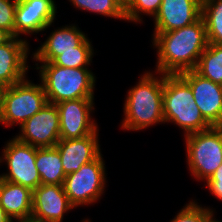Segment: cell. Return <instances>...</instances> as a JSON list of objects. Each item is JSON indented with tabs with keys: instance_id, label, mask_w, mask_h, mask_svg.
I'll list each match as a JSON object with an SVG mask.
<instances>
[{
	"instance_id": "obj_1",
	"label": "cell",
	"mask_w": 222,
	"mask_h": 222,
	"mask_svg": "<svg viewBox=\"0 0 222 222\" xmlns=\"http://www.w3.org/2000/svg\"><path fill=\"white\" fill-rule=\"evenodd\" d=\"M156 72L180 74L195 70L199 58L208 45L206 25L201 16L196 22L169 32L154 33Z\"/></svg>"
},
{
	"instance_id": "obj_2",
	"label": "cell",
	"mask_w": 222,
	"mask_h": 222,
	"mask_svg": "<svg viewBox=\"0 0 222 222\" xmlns=\"http://www.w3.org/2000/svg\"><path fill=\"white\" fill-rule=\"evenodd\" d=\"M144 72L138 84L127 92L124 104V119L120 125L125 131H139L158 123L163 117L164 74ZM154 75H153V74ZM156 74V76H155Z\"/></svg>"
},
{
	"instance_id": "obj_3",
	"label": "cell",
	"mask_w": 222,
	"mask_h": 222,
	"mask_svg": "<svg viewBox=\"0 0 222 222\" xmlns=\"http://www.w3.org/2000/svg\"><path fill=\"white\" fill-rule=\"evenodd\" d=\"M35 65L43 85L47 101L57 104L61 101L94 99L96 78L89 68H65L52 62Z\"/></svg>"
},
{
	"instance_id": "obj_4",
	"label": "cell",
	"mask_w": 222,
	"mask_h": 222,
	"mask_svg": "<svg viewBox=\"0 0 222 222\" xmlns=\"http://www.w3.org/2000/svg\"><path fill=\"white\" fill-rule=\"evenodd\" d=\"M163 117L165 123L179 126L184 136L212 127L203 118L189 83L180 74H164Z\"/></svg>"
},
{
	"instance_id": "obj_5",
	"label": "cell",
	"mask_w": 222,
	"mask_h": 222,
	"mask_svg": "<svg viewBox=\"0 0 222 222\" xmlns=\"http://www.w3.org/2000/svg\"><path fill=\"white\" fill-rule=\"evenodd\" d=\"M187 165L197 180L207 181L222 164V126L185 136Z\"/></svg>"
},
{
	"instance_id": "obj_6",
	"label": "cell",
	"mask_w": 222,
	"mask_h": 222,
	"mask_svg": "<svg viewBox=\"0 0 222 222\" xmlns=\"http://www.w3.org/2000/svg\"><path fill=\"white\" fill-rule=\"evenodd\" d=\"M48 103L42 83L34 84L24 78L6 88L0 123L6 127H19Z\"/></svg>"
},
{
	"instance_id": "obj_7",
	"label": "cell",
	"mask_w": 222,
	"mask_h": 222,
	"mask_svg": "<svg viewBox=\"0 0 222 222\" xmlns=\"http://www.w3.org/2000/svg\"><path fill=\"white\" fill-rule=\"evenodd\" d=\"M105 163L100 154L95 160L66 175L63 187L70 204L78 206L96 203L106 186Z\"/></svg>"
},
{
	"instance_id": "obj_8",
	"label": "cell",
	"mask_w": 222,
	"mask_h": 222,
	"mask_svg": "<svg viewBox=\"0 0 222 222\" xmlns=\"http://www.w3.org/2000/svg\"><path fill=\"white\" fill-rule=\"evenodd\" d=\"M2 153L0 163L6 162L8 172L2 173L1 179L28 187L32 191L41 185L35 166L36 147L22 143L14 137L5 144Z\"/></svg>"
},
{
	"instance_id": "obj_9",
	"label": "cell",
	"mask_w": 222,
	"mask_h": 222,
	"mask_svg": "<svg viewBox=\"0 0 222 222\" xmlns=\"http://www.w3.org/2000/svg\"><path fill=\"white\" fill-rule=\"evenodd\" d=\"M15 138L37 148L55 147L60 140V121L57 106L47 103L39 112L20 126Z\"/></svg>"
},
{
	"instance_id": "obj_10",
	"label": "cell",
	"mask_w": 222,
	"mask_h": 222,
	"mask_svg": "<svg viewBox=\"0 0 222 222\" xmlns=\"http://www.w3.org/2000/svg\"><path fill=\"white\" fill-rule=\"evenodd\" d=\"M94 104V99L61 101L55 104L59 113L60 140L82 138L98 130V125L90 115L94 112Z\"/></svg>"
},
{
	"instance_id": "obj_11",
	"label": "cell",
	"mask_w": 222,
	"mask_h": 222,
	"mask_svg": "<svg viewBox=\"0 0 222 222\" xmlns=\"http://www.w3.org/2000/svg\"><path fill=\"white\" fill-rule=\"evenodd\" d=\"M180 75L189 83L203 118L211 126H222V85L202 77L195 70Z\"/></svg>"
},
{
	"instance_id": "obj_12",
	"label": "cell",
	"mask_w": 222,
	"mask_h": 222,
	"mask_svg": "<svg viewBox=\"0 0 222 222\" xmlns=\"http://www.w3.org/2000/svg\"><path fill=\"white\" fill-rule=\"evenodd\" d=\"M56 11L54 0H17L15 37L47 30L56 18Z\"/></svg>"
},
{
	"instance_id": "obj_13",
	"label": "cell",
	"mask_w": 222,
	"mask_h": 222,
	"mask_svg": "<svg viewBox=\"0 0 222 222\" xmlns=\"http://www.w3.org/2000/svg\"><path fill=\"white\" fill-rule=\"evenodd\" d=\"M73 208L63 185L41 184L33 190L31 221L62 222Z\"/></svg>"
},
{
	"instance_id": "obj_14",
	"label": "cell",
	"mask_w": 222,
	"mask_h": 222,
	"mask_svg": "<svg viewBox=\"0 0 222 222\" xmlns=\"http://www.w3.org/2000/svg\"><path fill=\"white\" fill-rule=\"evenodd\" d=\"M90 39L76 25L62 26L47 37L33 55L36 62H52L57 56L68 51H94Z\"/></svg>"
},
{
	"instance_id": "obj_15",
	"label": "cell",
	"mask_w": 222,
	"mask_h": 222,
	"mask_svg": "<svg viewBox=\"0 0 222 222\" xmlns=\"http://www.w3.org/2000/svg\"><path fill=\"white\" fill-rule=\"evenodd\" d=\"M202 15V0H162L154 17V33L169 32L196 22Z\"/></svg>"
},
{
	"instance_id": "obj_16",
	"label": "cell",
	"mask_w": 222,
	"mask_h": 222,
	"mask_svg": "<svg viewBox=\"0 0 222 222\" xmlns=\"http://www.w3.org/2000/svg\"><path fill=\"white\" fill-rule=\"evenodd\" d=\"M98 131L82 138L59 140L55 147L60 153L65 175L78 171L101 154Z\"/></svg>"
},
{
	"instance_id": "obj_17",
	"label": "cell",
	"mask_w": 222,
	"mask_h": 222,
	"mask_svg": "<svg viewBox=\"0 0 222 222\" xmlns=\"http://www.w3.org/2000/svg\"><path fill=\"white\" fill-rule=\"evenodd\" d=\"M28 42L25 39L12 37L0 45V83L9 87L26 78L28 72Z\"/></svg>"
},
{
	"instance_id": "obj_18",
	"label": "cell",
	"mask_w": 222,
	"mask_h": 222,
	"mask_svg": "<svg viewBox=\"0 0 222 222\" xmlns=\"http://www.w3.org/2000/svg\"><path fill=\"white\" fill-rule=\"evenodd\" d=\"M32 197L30 188L0 178V206L12 221L31 220Z\"/></svg>"
},
{
	"instance_id": "obj_19",
	"label": "cell",
	"mask_w": 222,
	"mask_h": 222,
	"mask_svg": "<svg viewBox=\"0 0 222 222\" xmlns=\"http://www.w3.org/2000/svg\"><path fill=\"white\" fill-rule=\"evenodd\" d=\"M35 166L38 169L41 184L63 185L66 175L56 147H36Z\"/></svg>"
},
{
	"instance_id": "obj_20",
	"label": "cell",
	"mask_w": 222,
	"mask_h": 222,
	"mask_svg": "<svg viewBox=\"0 0 222 222\" xmlns=\"http://www.w3.org/2000/svg\"><path fill=\"white\" fill-rule=\"evenodd\" d=\"M195 71L202 77L222 85V45L208 43Z\"/></svg>"
},
{
	"instance_id": "obj_21",
	"label": "cell",
	"mask_w": 222,
	"mask_h": 222,
	"mask_svg": "<svg viewBox=\"0 0 222 222\" xmlns=\"http://www.w3.org/2000/svg\"><path fill=\"white\" fill-rule=\"evenodd\" d=\"M208 43L222 45V0H202Z\"/></svg>"
},
{
	"instance_id": "obj_22",
	"label": "cell",
	"mask_w": 222,
	"mask_h": 222,
	"mask_svg": "<svg viewBox=\"0 0 222 222\" xmlns=\"http://www.w3.org/2000/svg\"><path fill=\"white\" fill-rule=\"evenodd\" d=\"M75 8L102 16L125 20V12L115 0H69Z\"/></svg>"
},
{
	"instance_id": "obj_23",
	"label": "cell",
	"mask_w": 222,
	"mask_h": 222,
	"mask_svg": "<svg viewBox=\"0 0 222 222\" xmlns=\"http://www.w3.org/2000/svg\"><path fill=\"white\" fill-rule=\"evenodd\" d=\"M214 213L210 207H202L195 201H190L177 213L170 222H211Z\"/></svg>"
},
{
	"instance_id": "obj_24",
	"label": "cell",
	"mask_w": 222,
	"mask_h": 222,
	"mask_svg": "<svg viewBox=\"0 0 222 222\" xmlns=\"http://www.w3.org/2000/svg\"><path fill=\"white\" fill-rule=\"evenodd\" d=\"M162 0H134L131 6L125 11V18L128 22L142 23L141 13L152 16L158 13Z\"/></svg>"
},
{
	"instance_id": "obj_25",
	"label": "cell",
	"mask_w": 222,
	"mask_h": 222,
	"mask_svg": "<svg viewBox=\"0 0 222 222\" xmlns=\"http://www.w3.org/2000/svg\"><path fill=\"white\" fill-rule=\"evenodd\" d=\"M94 51H68L57 56L52 63L65 68H88Z\"/></svg>"
},
{
	"instance_id": "obj_26",
	"label": "cell",
	"mask_w": 222,
	"mask_h": 222,
	"mask_svg": "<svg viewBox=\"0 0 222 222\" xmlns=\"http://www.w3.org/2000/svg\"><path fill=\"white\" fill-rule=\"evenodd\" d=\"M17 0H0V28L15 37V9Z\"/></svg>"
},
{
	"instance_id": "obj_27",
	"label": "cell",
	"mask_w": 222,
	"mask_h": 222,
	"mask_svg": "<svg viewBox=\"0 0 222 222\" xmlns=\"http://www.w3.org/2000/svg\"><path fill=\"white\" fill-rule=\"evenodd\" d=\"M206 184L210 193L222 201V164L209 177Z\"/></svg>"
},
{
	"instance_id": "obj_28",
	"label": "cell",
	"mask_w": 222,
	"mask_h": 222,
	"mask_svg": "<svg viewBox=\"0 0 222 222\" xmlns=\"http://www.w3.org/2000/svg\"><path fill=\"white\" fill-rule=\"evenodd\" d=\"M13 36L5 29L0 28V45L8 42Z\"/></svg>"
},
{
	"instance_id": "obj_29",
	"label": "cell",
	"mask_w": 222,
	"mask_h": 222,
	"mask_svg": "<svg viewBox=\"0 0 222 222\" xmlns=\"http://www.w3.org/2000/svg\"><path fill=\"white\" fill-rule=\"evenodd\" d=\"M121 9L125 12L133 3L134 0H115Z\"/></svg>"
},
{
	"instance_id": "obj_30",
	"label": "cell",
	"mask_w": 222,
	"mask_h": 222,
	"mask_svg": "<svg viewBox=\"0 0 222 222\" xmlns=\"http://www.w3.org/2000/svg\"><path fill=\"white\" fill-rule=\"evenodd\" d=\"M0 222H14L12 219L6 214L4 209L0 206Z\"/></svg>"
},
{
	"instance_id": "obj_31",
	"label": "cell",
	"mask_w": 222,
	"mask_h": 222,
	"mask_svg": "<svg viewBox=\"0 0 222 222\" xmlns=\"http://www.w3.org/2000/svg\"><path fill=\"white\" fill-rule=\"evenodd\" d=\"M6 88L7 87L5 85L0 83V113L3 108L4 93H5Z\"/></svg>"
},
{
	"instance_id": "obj_32",
	"label": "cell",
	"mask_w": 222,
	"mask_h": 222,
	"mask_svg": "<svg viewBox=\"0 0 222 222\" xmlns=\"http://www.w3.org/2000/svg\"><path fill=\"white\" fill-rule=\"evenodd\" d=\"M82 222H91L89 219H83V221Z\"/></svg>"
},
{
	"instance_id": "obj_33",
	"label": "cell",
	"mask_w": 222,
	"mask_h": 222,
	"mask_svg": "<svg viewBox=\"0 0 222 222\" xmlns=\"http://www.w3.org/2000/svg\"><path fill=\"white\" fill-rule=\"evenodd\" d=\"M211 222H221V221H218L217 219H213Z\"/></svg>"
},
{
	"instance_id": "obj_34",
	"label": "cell",
	"mask_w": 222,
	"mask_h": 222,
	"mask_svg": "<svg viewBox=\"0 0 222 222\" xmlns=\"http://www.w3.org/2000/svg\"><path fill=\"white\" fill-rule=\"evenodd\" d=\"M16 222H17V221H16ZM18 222H34V221L29 220V221H18Z\"/></svg>"
}]
</instances>
